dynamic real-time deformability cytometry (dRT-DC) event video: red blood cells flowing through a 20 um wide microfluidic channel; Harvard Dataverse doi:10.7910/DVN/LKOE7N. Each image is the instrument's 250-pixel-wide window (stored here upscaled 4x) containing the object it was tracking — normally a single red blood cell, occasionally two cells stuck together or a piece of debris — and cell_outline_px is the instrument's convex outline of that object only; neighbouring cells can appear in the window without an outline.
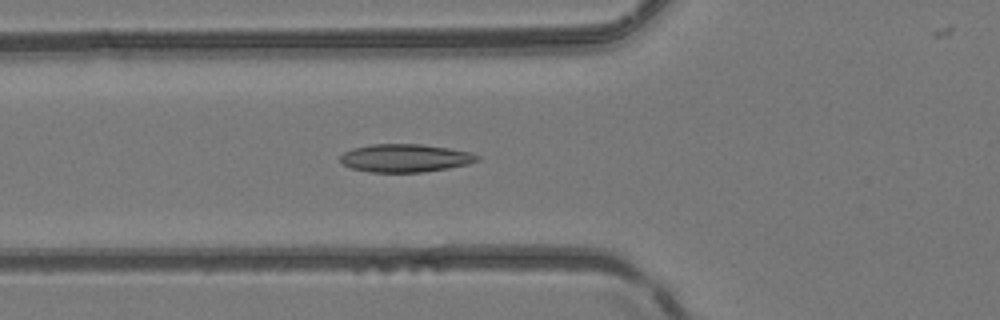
{"species": "common noctule bat (a hibernating species)", "species_latin": "Nyctalus noctula", "temperature_condition": "room temperature", "stored_images_in_passage": 51, "camera_frame_rate_fps": 3000, "um_per_image_px": 0.085, "animal": {"sex": "female", "body_mass_g": 24.6, "forearm_length_mm": 56.2}, "frame": {"image": 1, "passage_image": 19, "time_ms": 6.0, "image_size_px": [1000, 320], "cell_outline_px": [[480, 160], [468, 164], [448, 168], [424, 172], [368, 172], [352, 168], [344, 164], [340, 160], [340, 156], [344, 152], [352, 148], [372, 144], [420, 144], [448, 148], [472, 152], [480, 156]], "centroid_in_image_um": [34.46, 13.43], "position_along_channel_um": 91.3, "area_um2": 22.43}}
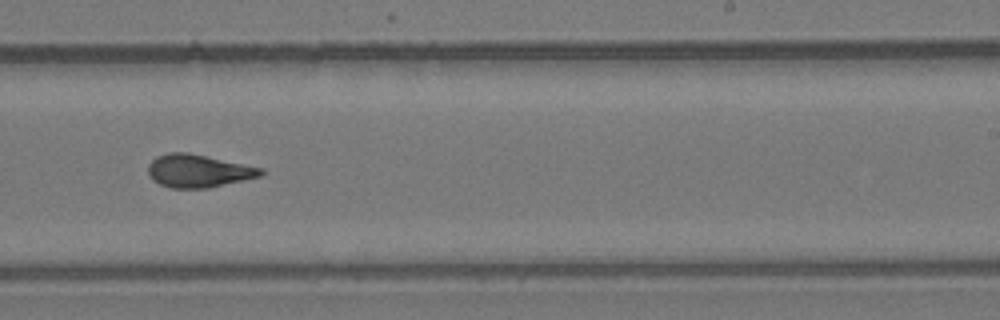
{"frame": {"image": 2, "passage_image": 32, "time_ms": 10.333, "image_size_px": [1000, 320], "cell_outline_px": [[264, 172], [260, 176], [208, 188], [168, 188], [152, 180], [148, 176], [148, 164], [156, 156], [168, 152], [188, 152], [264, 168]], "centroid_in_image_um": [16.82, 14.52], "position_along_channel_um": 272.2, "area_um2": 21.73}}
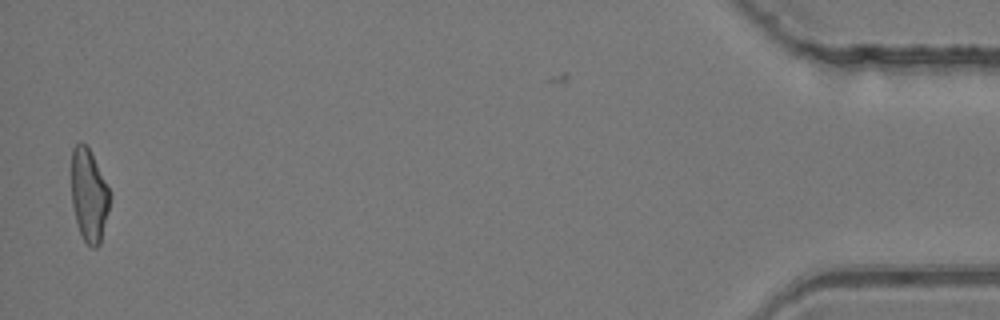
{"frame": {"image": 3, "passage_image": 50, "time_ms": 16.333, "image_size_px": [1000, 320], "cell_outline_px": [[112, 192], [108, 212], [100, 244], [96, 248], [92, 248], [84, 240], [80, 232], [76, 220], [72, 204], [72, 148], [80, 140], [88, 148]], "centroid_in_image_um": [7.58, 16.6], "position_along_channel_um": 427.6, "area_um2": 20.75}, "authors_computed_cell_mechanics": {"area_um2": 21.5016, "velocity_mm_per_s": 4.1639, "shape_relaxation_time_tau1_ms": 7.2976, "shape_relaxation_time_tau2_ms": 1.5119, "deformation_change_tau1": 0.218, "deformation_change_tau2": 0.0957}}